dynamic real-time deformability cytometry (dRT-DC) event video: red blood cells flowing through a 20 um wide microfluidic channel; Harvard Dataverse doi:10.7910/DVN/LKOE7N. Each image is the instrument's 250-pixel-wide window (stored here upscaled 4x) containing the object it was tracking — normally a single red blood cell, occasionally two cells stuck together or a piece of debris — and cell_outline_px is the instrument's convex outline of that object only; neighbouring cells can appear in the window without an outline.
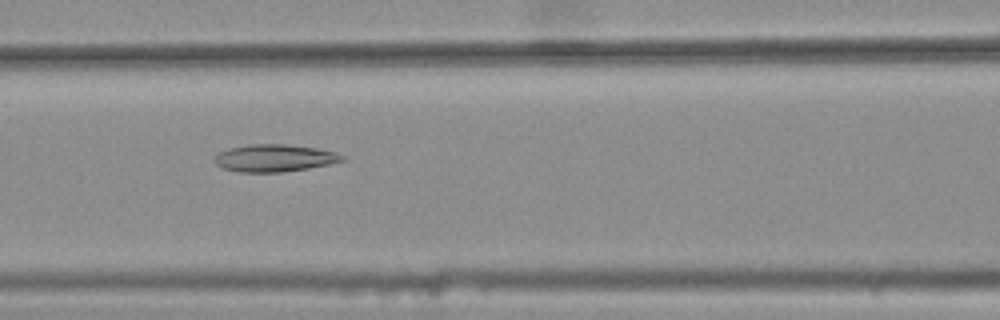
{"species": "common noctule bat (a hibernating species)", "species_latin": "Nyctalus noctula", "temperature_condition": "warm", "stored_images_in_passage": 38, "camera_frame_rate_fps": 3000, "um_per_image_px": 0.085, "animal": {"sex": "female", "body_mass_g": 25.1}, "frame": {"image": 1, "passage_image": 13, "time_ms": 4.0, "image_size_px": [1000, 320], "cell_outline_px": [[348, 160], [308, 168], [280, 172], [240, 172], [224, 168], [216, 164], [212, 160], [220, 152], [232, 148], [248, 144], [284, 144], [316, 148], [332, 152], [344, 156]], "centroid_in_image_um": [23.33, 13.44], "position_along_channel_um": 143.3, "area_um2": 20.06}}
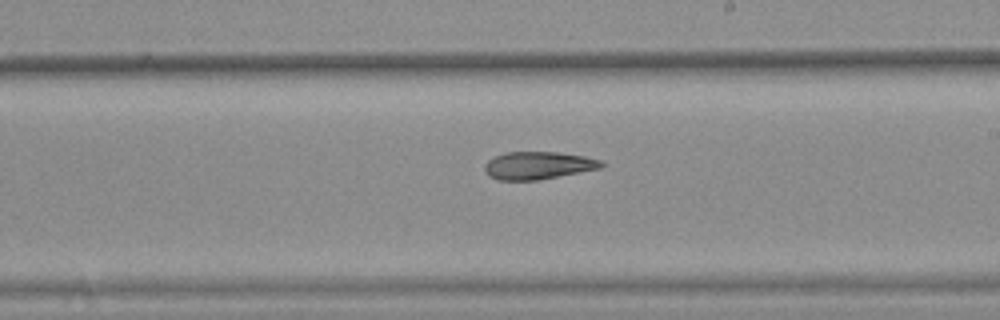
{"frame": {"image": 2, "passage_image": 21, "time_ms": 6.667, "image_size_px": [1000, 320], "cell_outline_px": [[604, 164], [600, 168], [536, 180], [496, 180], [488, 176], [484, 172], [484, 164], [488, 160], [504, 152], [556, 152], [584, 156], [600, 160]], "centroid_in_image_um": [45.66, 14.06], "position_along_channel_um": 243.3, "area_um2": 18.67}}
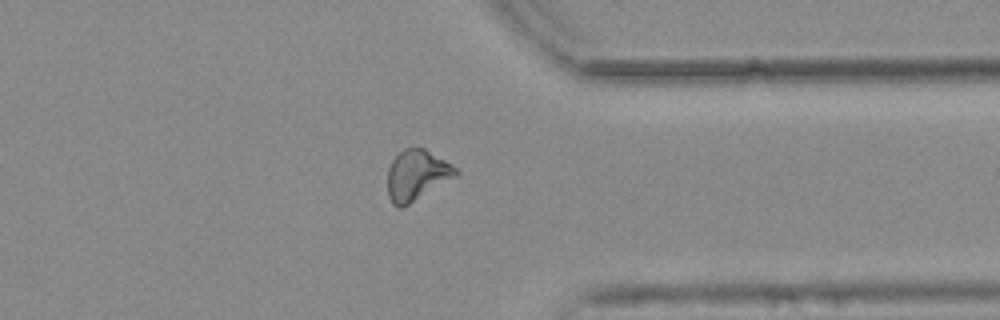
{"frame": {"image": 3, "passage_image": 32, "time_ms": 10.333, "image_size_px": [1000, 320], "cell_outline_px": [[460, 172], [456, 176], [408, 204], [400, 208], [392, 204], [388, 196], [388, 168], [392, 160], [404, 148], [424, 148], [452, 164]], "centroid_in_image_um": [35.41, 14.88], "position_along_channel_um": 376.0, "area_um2": 19.77}, "authors_computed_cell_mechanics": {"area_um2": 19.7098, "velocity_mm_per_s": 3.7692, "shape_relaxation_time_tau1_ms": null, "shape_relaxation_time_tau2_ms": 7.5057, "deformation_change_tau1": null, "deformation_change_tau2": 0.1802}}